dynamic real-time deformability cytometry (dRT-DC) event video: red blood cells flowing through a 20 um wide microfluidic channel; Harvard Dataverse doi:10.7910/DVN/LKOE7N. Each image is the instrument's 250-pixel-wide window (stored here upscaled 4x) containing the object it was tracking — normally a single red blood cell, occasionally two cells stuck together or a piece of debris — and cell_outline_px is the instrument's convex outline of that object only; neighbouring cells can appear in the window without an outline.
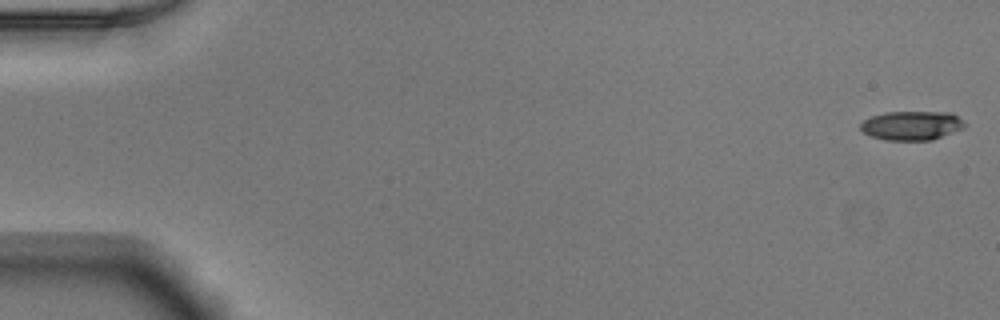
{"species": "Egyptian fruit bat (a non-hibernating species)", "species_latin": "Rousettus aegyptiacus", "temperature_condition": "warm", "stored_images_in_passage": 16, "camera_frame_rate_fps": 3000, "um_per_image_px": 0.085, "animal": {"sex": "male"}, "frame": {"image": 1, "passage_image": 1, "time_ms": 0.0, "image_size_px": [1000, 320], "cell_outline_px": [[964, 128], [932, 140], [884, 140], [872, 136], [864, 132], [860, 128], [860, 124], [864, 120], [872, 116], [884, 112], [952, 112], [964, 124]], "centroid_in_image_um": [77.47, 10.67], "position_along_channel_um": 7.5, "area_um2": 17.51}}
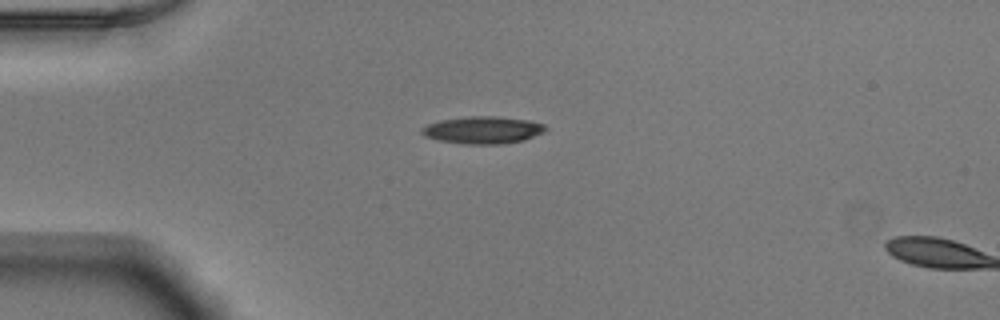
{"frame": {"image": 2, "passage_image": 14, "time_ms": 4.333, "image_size_px": [1000, 320], "cell_outline_px": [[548, 128], [544, 132], [524, 140], [504, 144], [464, 144], [440, 140], [424, 136], [420, 132], [420, 128], [428, 124], [440, 120], [468, 116], [496, 116], [528, 120], [544, 124]], "centroid_in_image_um": [41.04, 11.05], "position_along_channel_um": 44.0, "area_um2": 19.77}}